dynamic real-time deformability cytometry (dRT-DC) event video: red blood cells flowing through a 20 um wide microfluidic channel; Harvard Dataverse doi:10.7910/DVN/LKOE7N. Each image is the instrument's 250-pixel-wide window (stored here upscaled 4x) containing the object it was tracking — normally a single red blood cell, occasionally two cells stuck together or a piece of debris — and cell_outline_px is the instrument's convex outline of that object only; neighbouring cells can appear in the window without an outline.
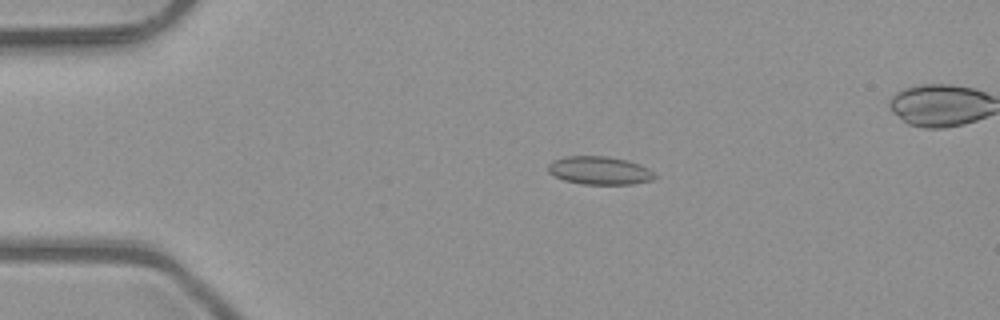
{"species": "common noctule bat (a hibernating species)", "species_latin": "Nyctalus noctula", "temperature_condition": "room temperature", "stored_images_in_passage": 5, "segment_of_instrument_passage": [1, 2], "camera_frame_rate_fps": 3000, "um_per_image_px": 0.085, "animal": {"sex": "male", "body_mass_g": 23.1, "forearm_length_mm": 52.7}, "frame": {"image": 1, "passage_image": 3, "time_ms": 0.667, "image_size_px": [1000, 320], "cell_outline_px": [[656, 176], [652, 180], [632, 184], [580, 184], [564, 180], [548, 172], [548, 164], [552, 160], [564, 156], [608, 156], [628, 160], [640, 164], [648, 168]], "centroid_in_image_um": [50.94, 14.48], "position_along_channel_um": 34.1, "area_um2": 17.57}}